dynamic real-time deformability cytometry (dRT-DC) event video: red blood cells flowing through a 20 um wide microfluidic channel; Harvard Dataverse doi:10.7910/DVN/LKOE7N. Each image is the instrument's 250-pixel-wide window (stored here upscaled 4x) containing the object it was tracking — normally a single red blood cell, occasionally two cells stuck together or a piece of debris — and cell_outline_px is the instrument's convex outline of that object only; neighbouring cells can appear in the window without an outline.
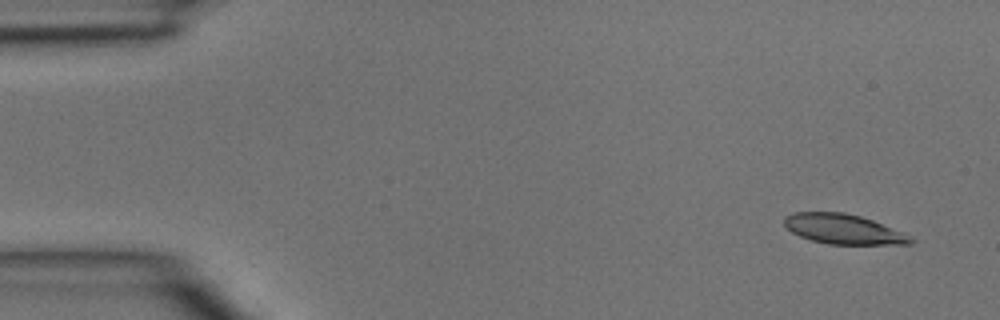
{"species": "common noctule bat (a hibernating species)", "species_latin": "Nyctalus noctula", "temperature_condition": "room temperature", "stored_images_in_passage": 4, "camera_frame_rate_fps": 3000, "um_per_image_px": 0.085, "animal": {"sex": "male", "body_mass_g": 15.6}, "frame": {"image": 1, "passage_image": 1, "time_ms": 0.0, "image_size_px": [1000, 320], "cell_outline_px": [[916, 240], [912, 244], [828, 244], [812, 240], [800, 236], [792, 232], [784, 224], [784, 216], [792, 212], [844, 212], [860, 216], [872, 220], [904, 232]], "centroid_in_image_um": [71.7, 19.47], "position_along_channel_um": 13.3, "area_um2": 22.02}}
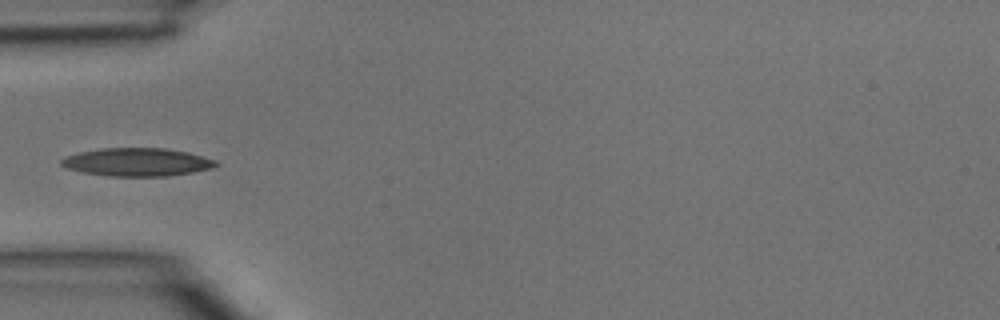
{"frame": {"image": 2, "passage_image": 4, "time_ms": 1.0, "image_size_px": [1000, 320], "cell_outline_px": [[220, 164], [212, 168], [192, 172], [164, 176], [108, 176], [84, 172], [68, 168], [60, 164], [60, 160], [64, 156], [80, 152], [100, 148], [164, 148], [188, 152], [216, 160]], "centroid_in_image_um": [11.65, 13.77], "position_along_channel_um": 73.3, "area_um2": 25.26}}